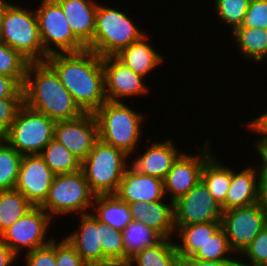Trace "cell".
<instances>
[{"label":"cell","mask_w":267,"mask_h":266,"mask_svg":"<svg viewBox=\"0 0 267 266\" xmlns=\"http://www.w3.org/2000/svg\"><path fill=\"white\" fill-rule=\"evenodd\" d=\"M266 225V215L260 202L222 213L221 227L226 233L230 248L238 256Z\"/></svg>","instance_id":"30bf717a"},{"label":"cell","mask_w":267,"mask_h":266,"mask_svg":"<svg viewBox=\"0 0 267 266\" xmlns=\"http://www.w3.org/2000/svg\"><path fill=\"white\" fill-rule=\"evenodd\" d=\"M239 259L240 258H238V260H219V261L184 259L181 261V266H241Z\"/></svg>","instance_id":"7bdbcfd3"},{"label":"cell","mask_w":267,"mask_h":266,"mask_svg":"<svg viewBox=\"0 0 267 266\" xmlns=\"http://www.w3.org/2000/svg\"><path fill=\"white\" fill-rule=\"evenodd\" d=\"M260 203L263 208V212L266 215V221H267V181L261 180L260 184Z\"/></svg>","instance_id":"7dc6e473"},{"label":"cell","mask_w":267,"mask_h":266,"mask_svg":"<svg viewBox=\"0 0 267 266\" xmlns=\"http://www.w3.org/2000/svg\"><path fill=\"white\" fill-rule=\"evenodd\" d=\"M62 8L73 34L88 48L93 42L98 3L94 0H55Z\"/></svg>","instance_id":"7402d4cb"},{"label":"cell","mask_w":267,"mask_h":266,"mask_svg":"<svg viewBox=\"0 0 267 266\" xmlns=\"http://www.w3.org/2000/svg\"><path fill=\"white\" fill-rule=\"evenodd\" d=\"M222 207L200 180L174 202V226L222 220Z\"/></svg>","instance_id":"7c38bea8"},{"label":"cell","mask_w":267,"mask_h":266,"mask_svg":"<svg viewBox=\"0 0 267 266\" xmlns=\"http://www.w3.org/2000/svg\"><path fill=\"white\" fill-rule=\"evenodd\" d=\"M206 140L205 147L199 149V155L193 156L182 152L174 161L172 168L164 179L165 195L170 193V202H175L191 190L200 180L205 162L212 156V147ZM201 152V153H200Z\"/></svg>","instance_id":"4fadbf2b"},{"label":"cell","mask_w":267,"mask_h":266,"mask_svg":"<svg viewBox=\"0 0 267 266\" xmlns=\"http://www.w3.org/2000/svg\"><path fill=\"white\" fill-rule=\"evenodd\" d=\"M175 236L181 243H175L181 260L192 257L220 228L221 221L190 224L187 226H174Z\"/></svg>","instance_id":"cb8c5ba5"},{"label":"cell","mask_w":267,"mask_h":266,"mask_svg":"<svg viewBox=\"0 0 267 266\" xmlns=\"http://www.w3.org/2000/svg\"><path fill=\"white\" fill-rule=\"evenodd\" d=\"M11 4L7 0H0V31H1V22L6 8Z\"/></svg>","instance_id":"c3c4849f"},{"label":"cell","mask_w":267,"mask_h":266,"mask_svg":"<svg viewBox=\"0 0 267 266\" xmlns=\"http://www.w3.org/2000/svg\"><path fill=\"white\" fill-rule=\"evenodd\" d=\"M22 89L24 104L55 122L73 120L84 113L46 61L29 62Z\"/></svg>","instance_id":"7a4b0ae2"},{"label":"cell","mask_w":267,"mask_h":266,"mask_svg":"<svg viewBox=\"0 0 267 266\" xmlns=\"http://www.w3.org/2000/svg\"><path fill=\"white\" fill-rule=\"evenodd\" d=\"M240 27L267 29V0H251Z\"/></svg>","instance_id":"74e56055"},{"label":"cell","mask_w":267,"mask_h":266,"mask_svg":"<svg viewBox=\"0 0 267 266\" xmlns=\"http://www.w3.org/2000/svg\"><path fill=\"white\" fill-rule=\"evenodd\" d=\"M23 104V98L0 99V138L9 131Z\"/></svg>","instance_id":"f35d334b"},{"label":"cell","mask_w":267,"mask_h":266,"mask_svg":"<svg viewBox=\"0 0 267 266\" xmlns=\"http://www.w3.org/2000/svg\"><path fill=\"white\" fill-rule=\"evenodd\" d=\"M115 195L127 204L132 202L164 201V181L141 174L129 165Z\"/></svg>","instance_id":"ac0fdd59"},{"label":"cell","mask_w":267,"mask_h":266,"mask_svg":"<svg viewBox=\"0 0 267 266\" xmlns=\"http://www.w3.org/2000/svg\"><path fill=\"white\" fill-rule=\"evenodd\" d=\"M55 258L56 266H88L66 238L55 240Z\"/></svg>","instance_id":"ab89813d"},{"label":"cell","mask_w":267,"mask_h":266,"mask_svg":"<svg viewBox=\"0 0 267 266\" xmlns=\"http://www.w3.org/2000/svg\"><path fill=\"white\" fill-rule=\"evenodd\" d=\"M35 12L42 46L48 55L87 49L73 34L61 6L55 0H42Z\"/></svg>","instance_id":"9c48e42d"},{"label":"cell","mask_w":267,"mask_h":266,"mask_svg":"<svg viewBox=\"0 0 267 266\" xmlns=\"http://www.w3.org/2000/svg\"><path fill=\"white\" fill-rule=\"evenodd\" d=\"M144 35L124 12L98 3L93 42L87 49L100 57L115 56Z\"/></svg>","instance_id":"8992f818"},{"label":"cell","mask_w":267,"mask_h":266,"mask_svg":"<svg viewBox=\"0 0 267 266\" xmlns=\"http://www.w3.org/2000/svg\"><path fill=\"white\" fill-rule=\"evenodd\" d=\"M22 155L0 138V191L15 189Z\"/></svg>","instance_id":"1f68e13d"},{"label":"cell","mask_w":267,"mask_h":266,"mask_svg":"<svg viewBox=\"0 0 267 266\" xmlns=\"http://www.w3.org/2000/svg\"><path fill=\"white\" fill-rule=\"evenodd\" d=\"M27 266H56L55 238L42 247L26 252Z\"/></svg>","instance_id":"60d3db41"},{"label":"cell","mask_w":267,"mask_h":266,"mask_svg":"<svg viewBox=\"0 0 267 266\" xmlns=\"http://www.w3.org/2000/svg\"><path fill=\"white\" fill-rule=\"evenodd\" d=\"M144 153L132 160L130 165L139 173L159 178L164 181L174 161L182 153L171 139L154 142Z\"/></svg>","instance_id":"d6986e66"},{"label":"cell","mask_w":267,"mask_h":266,"mask_svg":"<svg viewBox=\"0 0 267 266\" xmlns=\"http://www.w3.org/2000/svg\"><path fill=\"white\" fill-rule=\"evenodd\" d=\"M54 128V120L23 104L2 138L22 156L41 154L54 139Z\"/></svg>","instance_id":"52a82bcc"},{"label":"cell","mask_w":267,"mask_h":266,"mask_svg":"<svg viewBox=\"0 0 267 266\" xmlns=\"http://www.w3.org/2000/svg\"><path fill=\"white\" fill-rule=\"evenodd\" d=\"M98 139L131 156L141 135L142 114L123 102L106 101L94 113Z\"/></svg>","instance_id":"3957f363"},{"label":"cell","mask_w":267,"mask_h":266,"mask_svg":"<svg viewBox=\"0 0 267 266\" xmlns=\"http://www.w3.org/2000/svg\"><path fill=\"white\" fill-rule=\"evenodd\" d=\"M95 194L90 190L82 170L55 175L45 203L41 206L52 218L56 215L89 213Z\"/></svg>","instance_id":"ba28073f"},{"label":"cell","mask_w":267,"mask_h":266,"mask_svg":"<svg viewBox=\"0 0 267 266\" xmlns=\"http://www.w3.org/2000/svg\"><path fill=\"white\" fill-rule=\"evenodd\" d=\"M54 176L40 154L23 155L15 189L34 207H41L48 197Z\"/></svg>","instance_id":"9a60e30c"},{"label":"cell","mask_w":267,"mask_h":266,"mask_svg":"<svg viewBox=\"0 0 267 266\" xmlns=\"http://www.w3.org/2000/svg\"><path fill=\"white\" fill-rule=\"evenodd\" d=\"M29 61L0 40V74L14 78L23 86Z\"/></svg>","instance_id":"d6a6232c"},{"label":"cell","mask_w":267,"mask_h":266,"mask_svg":"<svg viewBox=\"0 0 267 266\" xmlns=\"http://www.w3.org/2000/svg\"><path fill=\"white\" fill-rule=\"evenodd\" d=\"M16 258L17 255L0 240V266H10Z\"/></svg>","instance_id":"bcb514c9"},{"label":"cell","mask_w":267,"mask_h":266,"mask_svg":"<svg viewBox=\"0 0 267 266\" xmlns=\"http://www.w3.org/2000/svg\"><path fill=\"white\" fill-rule=\"evenodd\" d=\"M240 256H245L250 260L248 264L243 262L244 259H240L241 266H267V225L246 247Z\"/></svg>","instance_id":"8d00e7d4"},{"label":"cell","mask_w":267,"mask_h":266,"mask_svg":"<svg viewBox=\"0 0 267 266\" xmlns=\"http://www.w3.org/2000/svg\"><path fill=\"white\" fill-rule=\"evenodd\" d=\"M54 139L82 162L98 140V126L94 114L83 113L73 120L56 121Z\"/></svg>","instance_id":"5bb4252c"},{"label":"cell","mask_w":267,"mask_h":266,"mask_svg":"<svg viewBox=\"0 0 267 266\" xmlns=\"http://www.w3.org/2000/svg\"><path fill=\"white\" fill-rule=\"evenodd\" d=\"M128 207L132 220L144 223L163 238H172L175 235L173 202H170V205L165 204L162 200L132 202L128 204Z\"/></svg>","instance_id":"44dd1931"},{"label":"cell","mask_w":267,"mask_h":266,"mask_svg":"<svg viewBox=\"0 0 267 266\" xmlns=\"http://www.w3.org/2000/svg\"><path fill=\"white\" fill-rule=\"evenodd\" d=\"M6 98H23V89L14 78L0 74V99Z\"/></svg>","instance_id":"b9f144b4"},{"label":"cell","mask_w":267,"mask_h":266,"mask_svg":"<svg viewBox=\"0 0 267 266\" xmlns=\"http://www.w3.org/2000/svg\"><path fill=\"white\" fill-rule=\"evenodd\" d=\"M261 175L258 168L248 167L238 173L231 169V183L222 210L245 207L260 202Z\"/></svg>","instance_id":"ffe728a7"},{"label":"cell","mask_w":267,"mask_h":266,"mask_svg":"<svg viewBox=\"0 0 267 266\" xmlns=\"http://www.w3.org/2000/svg\"><path fill=\"white\" fill-rule=\"evenodd\" d=\"M55 175L70 174L81 170V161L64 145L51 140L40 154Z\"/></svg>","instance_id":"4dcf8cb0"},{"label":"cell","mask_w":267,"mask_h":266,"mask_svg":"<svg viewBox=\"0 0 267 266\" xmlns=\"http://www.w3.org/2000/svg\"><path fill=\"white\" fill-rule=\"evenodd\" d=\"M46 62L84 113H94L107 101L102 57L92 50L54 53Z\"/></svg>","instance_id":"6da1fadb"},{"label":"cell","mask_w":267,"mask_h":266,"mask_svg":"<svg viewBox=\"0 0 267 266\" xmlns=\"http://www.w3.org/2000/svg\"><path fill=\"white\" fill-rule=\"evenodd\" d=\"M92 209L94 211L92 214L99 221L119 231H123L133 221L128 204L121 201L115 194L95 195Z\"/></svg>","instance_id":"d4e9b609"},{"label":"cell","mask_w":267,"mask_h":266,"mask_svg":"<svg viewBox=\"0 0 267 266\" xmlns=\"http://www.w3.org/2000/svg\"><path fill=\"white\" fill-rule=\"evenodd\" d=\"M247 127L257 134H267V112L261 114L257 118L247 122Z\"/></svg>","instance_id":"f6af8a7d"},{"label":"cell","mask_w":267,"mask_h":266,"mask_svg":"<svg viewBox=\"0 0 267 266\" xmlns=\"http://www.w3.org/2000/svg\"><path fill=\"white\" fill-rule=\"evenodd\" d=\"M79 217V230L67 235L66 240L88 266H114L102 252V221L92 211Z\"/></svg>","instance_id":"e0dca14e"},{"label":"cell","mask_w":267,"mask_h":266,"mask_svg":"<svg viewBox=\"0 0 267 266\" xmlns=\"http://www.w3.org/2000/svg\"><path fill=\"white\" fill-rule=\"evenodd\" d=\"M104 70L105 96L107 101L122 102L120 98L145 95L144 77L135 73L115 56L102 57Z\"/></svg>","instance_id":"2e32d148"},{"label":"cell","mask_w":267,"mask_h":266,"mask_svg":"<svg viewBox=\"0 0 267 266\" xmlns=\"http://www.w3.org/2000/svg\"><path fill=\"white\" fill-rule=\"evenodd\" d=\"M201 180L207 186L213 198L221 205L225 201L231 183V169L222 165L212 155L203 166Z\"/></svg>","instance_id":"f1b7e54d"},{"label":"cell","mask_w":267,"mask_h":266,"mask_svg":"<svg viewBox=\"0 0 267 266\" xmlns=\"http://www.w3.org/2000/svg\"><path fill=\"white\" fill-rule=\"evenodd\" d=\"M262 137L259 140H256V149L258 151L259 156H261V165L259 173L261 175L262 180L267 181V134H260Z\"/></svg>","instance_id":"ee69618b"},{"label":"cell","mask_w":267,"mask_h":266,"mask_svg":"<svg viewBox=\"0 0 267 266\" xmlns=\"http://www.w3.org/2000/svg\"><path fill=\"white\" fill-rule=\"evenodd\" d=\"M34 206L16 189L0 191V234Z\"/></svg>","instance_id":"f546056e"},{"label":"cell","mask_w":267,"mask_h":266,"mask_svg":"<svg viewBox=\"0 0 267 266\" xmlns=\"http://www.w3.org/2000/svg\"><path fill=\"white\" fill-rule=\"evenodd\" d=\"M231 253L234 254L230 248L226 233L221 227L192 257L187 259H201L207 261L237 260L229 257Z\"/></svg>","instance_id":"836d02e7"},{"label":"cell","mask_w":267,"mask_h":266,"mask_svg":"<svg viewBox=\"0 0 267 266\" xmlns=\"http://www.w3.org/2000/svg\"><path fill=\"white\" fill-rule=\"evenodd\" d=\"M144 35L141 39L120 50L115 57L135 73L146 77L163 62V56L154 50Z\"/></svg>","instance_id":"603a6c76"},{"label":"cell","mask_w":267,"mask_h":266,"mask_svg":"<svg viewBox=\"0 0 267 266\" xmlns=\"http://www.w3.org/2000/svg\"><path fill=\"white\" fill-rule=\"evenodd\" d=\"M172 238H162L157 244L142 249L125 266H181V258Z\"/></svg>","instance_id":"484cf974"},{"label":"cell","mask_w":267,"mask_h":266,"mask_svg":"<svg viewBox=\"0 0 267 266\" xmlns=\"http://www.w3.org/2000/svg\"><path fill=\"white\" fill-rule=\"evenodd\" d=\"M251 0H215L214 9L220 20L231 26L232 32L243 23Z\"/></svg>","instance_id":"e575fe53"},{"label":"cell","mask_w":267,"mask_h":266,"mask_svg":"<svg viewBox=\"0 0 267 266\" xmlns=\"http://www.w3.org/2000/svg\"><path fill=\"white\" fill-rule=\"evenodd\" d=\"M239 52L248 60L262 62L267 56V29L238 27L232 35Z\"/></svg>","instance_id":"4316f807"},{"label":"cell","mask_w":267,"mask_h":266,"mask_svg":"<svg viewBox=\"0 0 267 266\" xmlns=\"http://www.w3.org/2000/svg\"><path fill=\"white\" fill-rule=\"evenodd\" d=\"M124 151L98 139L81 163L90 190L95 194H115L128 168Z\"/></svg>","instance_id":"5b68a950"},{"label":"cell","mask_w":267,"mask_h":266,"mask_svg":"<svg viewBox=\"0 0 267 266\" xmlns=\"http://www.w3.org/2000/svg\"><path fill=\"white\" fill-rule=\"evenodd\" d=\"M102 252L103 255L114 265L124 266V245L122 231L108 227L102 222Z\"/></svg>","instance_id":"d590c367"},{"label":"cell","mask_w":267,"mask_h":266,"mask_svg":"<svg viewBox=\"0 0 267 266\" xmlns=\"http://www.w3.org/2000/svg\"><path fill=\"white\" fill-rule=\"evenodd\" d=\"M52 217L42 208L33 207L28 213L17 220L0 234L3 241L17 256L22 248L26 247V252L35 250L52 241L47 239L49 225Z\"/></svg>","instance_id":"8fae6325"},{"label":"cell","mask_w":267,"mask_h":266,"mask_svg":"<svg viewBox=\"0 0 267 266\" xmlns=\"http://www.w3.org/2000/svg\"><path fill=\"white\" fill-rule=\"evenodd\" d=\"M124 266L144 248L157 244L163 237L144 223L132 221L122 231Z\"/></svg>","instance_id":"83f0119b"},{"label":"cell","mask_w":267,"mask_h":266,"mask_svg":"<svg viewBox=\"0 0 267 266\" xmlns=\"http://www.w3.org/2000/svg\"><path fill=\"white\" fill-rule=\"evenodd\" d=\"M0 40L29 62H44L49 56L42 46L35 10L10 4L1 22Z\"/></svg>","instance_id":"277c9868"}]
</instances>
